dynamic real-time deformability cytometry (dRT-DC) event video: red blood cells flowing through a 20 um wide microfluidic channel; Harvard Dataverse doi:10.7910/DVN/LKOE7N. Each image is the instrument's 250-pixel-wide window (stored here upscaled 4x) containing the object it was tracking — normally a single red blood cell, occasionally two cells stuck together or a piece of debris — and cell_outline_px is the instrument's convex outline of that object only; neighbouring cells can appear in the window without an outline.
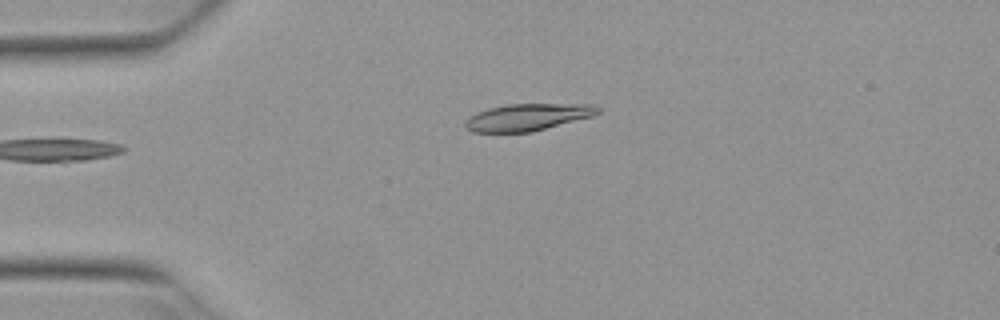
{"species": "Egyptian fruit bat (a non-hibernating species)", "species_latin": "Rousettus aegyptiacus", "temperature_condition": "warm", "stored_images_in_passage": 2, "camera_frame_rate_fps": 3000, "um_per_image_px": 0.085, "animal": {"sex": "female"}, "frame": {"image": 1, "passage_image": 2, "time_ms": 0.333, "image_size_px": [1000, 320], "cell_outline_px": [[600, 112], [592, 116], [532, 132], [472, 132], [464, 128], [464, 120], [468, 116], [476, 112], [488, 108], [508, 104], [592, 104], [600, 108]], "centroid_in_image_um": [44.79, 9.96], "position_along_channel_um": 40.2, "area_um2": 20.98}}